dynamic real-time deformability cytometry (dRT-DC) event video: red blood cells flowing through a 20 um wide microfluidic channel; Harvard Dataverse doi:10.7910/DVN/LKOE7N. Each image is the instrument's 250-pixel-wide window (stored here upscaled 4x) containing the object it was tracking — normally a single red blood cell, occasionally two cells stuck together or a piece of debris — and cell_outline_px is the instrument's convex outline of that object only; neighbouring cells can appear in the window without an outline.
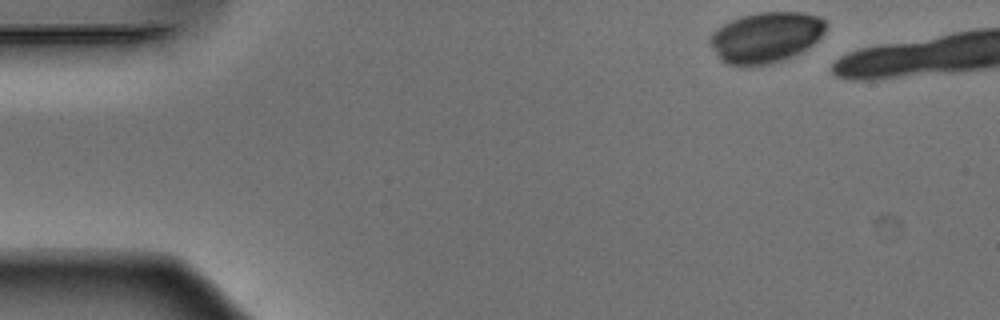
{"species": "Egyptian fruit bat (a non-hibernating species)", "species_latin": "Rousettus aegyptiacus", "temperature_condition": "warm", "stored_images_in_passage": 15, "camera_frame_rate_fps": 3000, "um_per_image_px": 0.085, "animal": {"sex": "male"}, "frame": {"image": 1, "passage_image": 1, "time_ms": 0.0, "image_size_px": [1000, 320], "cell_outline_px": [[828, 24], [824, 32], [808, 48], [796, 56], [772, 64], [748, 68], [744, 68], [728, 64], [720, 60], [716, 56], [708, 40], [708, 36], [716, 28], [740, 16], [760, 12], [804, 12], [820, 16]], "centroid_in_image_um": [65.07, 3.21], "position_along_channel_um": 19.9, "area_um2": 35.14}}
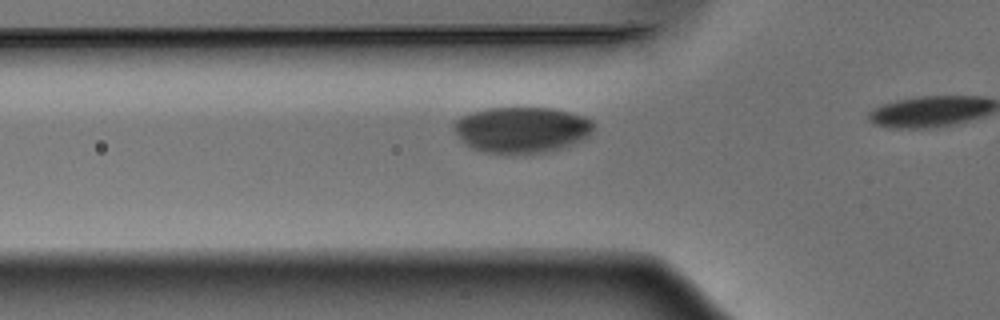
{"frame": {"image": 2, "passage_image": 13, "time_ms": 4.0, "image_size_px": [1000, 320], "cell_outline_px": [[596, 124], [592, 132], [588, 136], [572, 144], [560, 148], [544, 152], [484, 152], [472, 148], [452, 128], [452, 124], [456, 120], [472, 112], [488, 108], [552, 108], [584, 116], [592, 120]], "centroid_in_image_um": [44.38, 11.0], "position_along_channel_um": 81.4, "area_um2": 36.76}}